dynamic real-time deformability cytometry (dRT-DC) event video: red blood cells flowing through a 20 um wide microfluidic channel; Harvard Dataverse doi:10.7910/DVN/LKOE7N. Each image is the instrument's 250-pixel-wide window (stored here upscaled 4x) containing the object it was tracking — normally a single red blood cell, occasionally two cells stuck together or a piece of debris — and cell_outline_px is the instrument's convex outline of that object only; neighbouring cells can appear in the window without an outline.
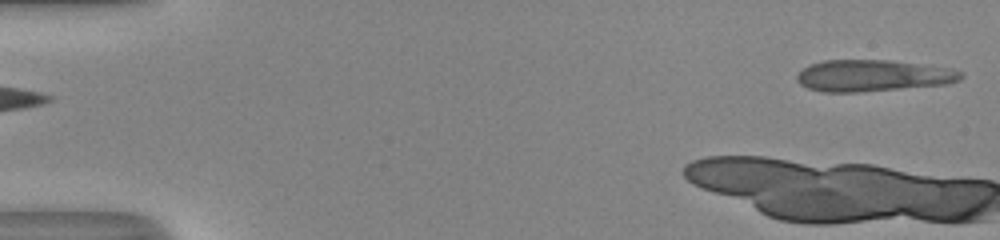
{"species": "human", "species_latin": "Homo sapiens", "temperature_condition": "room temperature", "stored_images_in_passage": 13, "camera_frame_rate_fps": 3000, "um_per_image_px": 0.085, "donor": {"sex": "male"}, "frame": {"image": 1, "passage_image": 1, "time_ms": 0.0, "image_size_px": [1000, 240], "cell_outline_px": [[964, 76], [960, 80], [948, 84], [860, 92], [824, 92], [808, 88], [800, 84], [796, 80], [796, 76], [808, 64], [824, 60], [888, 60], [952, 68], [964, 72]], "centroid_in_image_um": [74.22, 6.43], "position_along_channel_um": 10.8, "area_um2": 30.35}}